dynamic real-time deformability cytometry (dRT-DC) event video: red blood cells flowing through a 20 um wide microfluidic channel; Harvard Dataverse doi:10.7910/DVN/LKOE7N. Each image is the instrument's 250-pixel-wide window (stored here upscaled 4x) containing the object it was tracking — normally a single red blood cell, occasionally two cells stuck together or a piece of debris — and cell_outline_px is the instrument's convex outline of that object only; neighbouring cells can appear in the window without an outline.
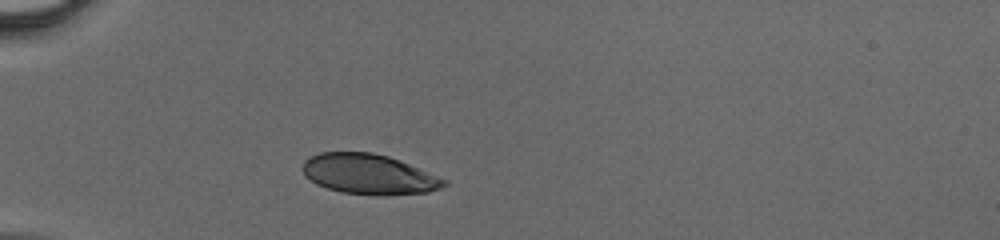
{"species": "human", "species_latin": "Homo sapiens", "temperature_condition": "cold", "stored_images_in_passage": 29, "camera_frame_rate_fps": 3000, "um_per_image_px": 0.085, "donor": {"sex": "male"}, "frame": {"image": 1, "passage_image": 1, "time_ms": 0.0, "image_size_px": [1000, 240], "cell_outline_px": [[448, 184], [440, 188], [428, 192], [380, 196], [376, 196], [340, 192], [316, 184], [304, 176], [300, 168], [304, 160], [308, 156], [320, 152], [372, 152], [388, 156], [448, 180]], "centroid_in_image_um": [31.3, 14.81], "position_along_channel_um": 53.7, "area_um2": 33.41}}
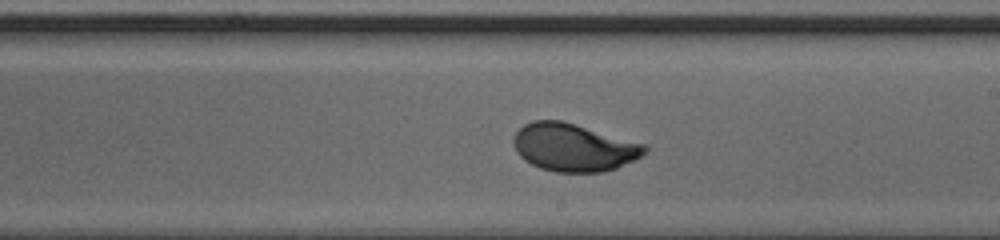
{"frame": {"image": 2, "passage_image": 15, "time_ms": 4.667, "image_size_px": [1000, 240], "cell_outline_px": [[648, 152], [636, 160], [616, 168], [604, 172], [556, 172], [540, 168], [524, 160], [516, 152], [512, 140], [516, 132], [524, 124], [532, 120], [560, 120], [644, 144], [648, 148]], "centroid_in_image_um": [48.75, 12.54], "position_along_channel_um": 240.2, "area_um2": 36.47}}
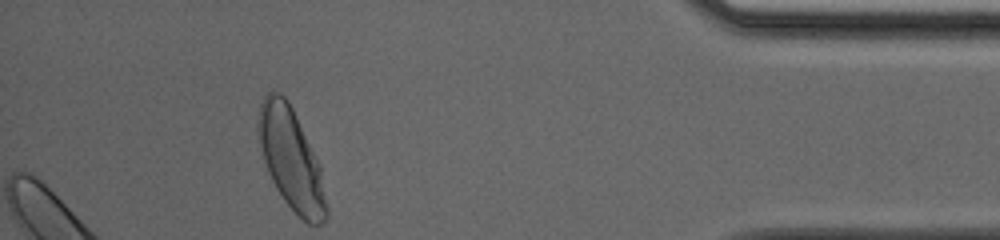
{"frame": {"image": 3, "passage_image": 29, "time_ms": 9.333, "image_size_px": [1000, 240], "cell_outline_px": [[328, 216], [320, 224], [308, 224], [284, 200], [276, 188], [268, 172], [264, 160], [256, 132], [256, 124], [260, 104], [264, 96], [272, 88], [280, 92], [288, 100], [320, 164], [328, 208]], "centroid_in_image_um": [24.73, 13.48], "position_along_channel_um": 410.5, "area_um2": 40.23}}